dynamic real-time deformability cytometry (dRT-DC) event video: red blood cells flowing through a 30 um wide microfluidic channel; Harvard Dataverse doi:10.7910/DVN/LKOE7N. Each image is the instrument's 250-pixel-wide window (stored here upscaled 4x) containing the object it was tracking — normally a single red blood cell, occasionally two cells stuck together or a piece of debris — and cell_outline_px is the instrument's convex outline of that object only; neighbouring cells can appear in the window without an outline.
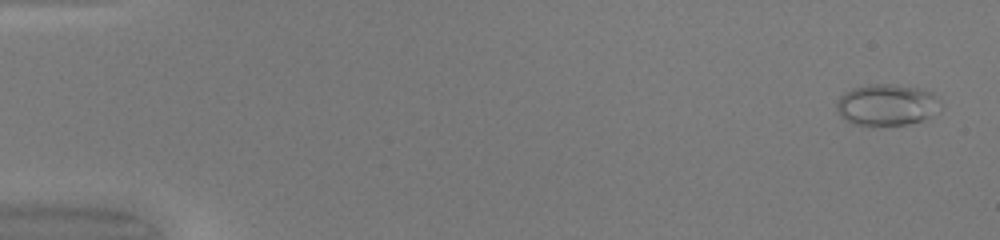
{"species": "common noctule bat (a hibernating species)", "species_latin": "Nyctalus noctula", "temperature_condition": "warm", "stored_images_in_passage": 49, "camera_frame_rate_fps": 3000, "um_per_image_px": 0.085, "animal": {"sex": "female", "body_mass_g": 20.0, "forearm_length_mm": 54.0}, "frame": {"image": 1, "passage_image": 2, "time_ms": 0.333, "image_size_px": [1000, 240], "cell_outline_px": [[932, 96], [928, 116], [920, 120], [908, 124], [852, 124], [844, 120], [840, 116], [836, 108], [836, 100], [844, 92], [852, 88], [872, 84], [896, 84], [916, 88], [932, 92]], "centroid_in_image_um": [75.14, 8.89], "position_along_channel_um": 9.9, "area_um2": 23.76}}
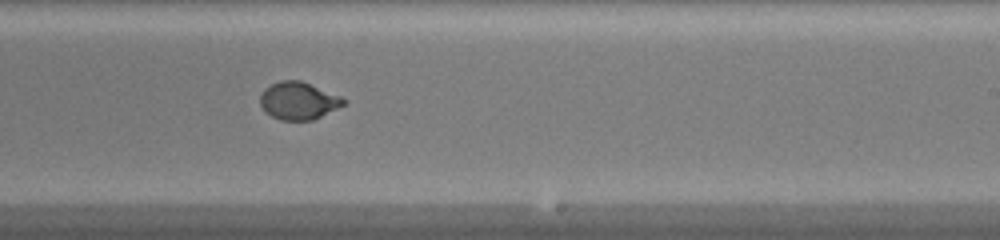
{"frame": {"image": 2, "passage_image": 31, "time_ms": 10.0, "image_size_px": [1000, 240], "cell_outline_px": [[348, 100], [344, 104], [312, 120], [280, 120], [264, 112], [260, 104], [260, 96], [264, 88], [280, 80], [300, 80], [340, 96]], "centroid_in_image_um": [25.33, 8.56], "position_along_channel_um": 263.7, "area_um2": 18.09}}
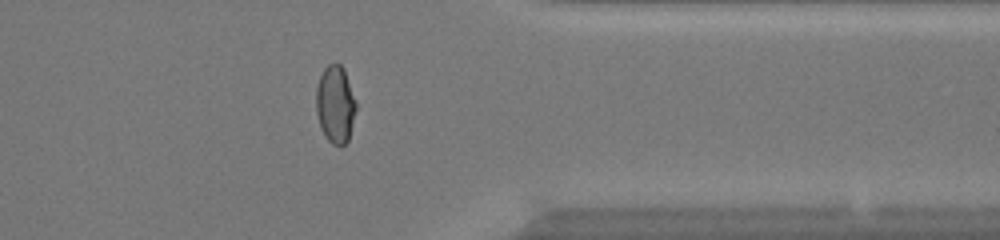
{"frame": {"image": 3, "passage_image": 40, "time_ms": 13.0, "image_size_px": [1000, 240], "cell_outline_px": [[356, 108], [348, 140], [340, 148], [332, 144], [324, 136], [320, 128], [316, 112], [316, 88], [320, 76], [324, 68], [328, 64], [340, 64], [344, 68], [356, 100]], "centroid_in_image_um": [28.49, 8.89], "position_along_channel_um": 382.9, "area_um2": 18.21}}